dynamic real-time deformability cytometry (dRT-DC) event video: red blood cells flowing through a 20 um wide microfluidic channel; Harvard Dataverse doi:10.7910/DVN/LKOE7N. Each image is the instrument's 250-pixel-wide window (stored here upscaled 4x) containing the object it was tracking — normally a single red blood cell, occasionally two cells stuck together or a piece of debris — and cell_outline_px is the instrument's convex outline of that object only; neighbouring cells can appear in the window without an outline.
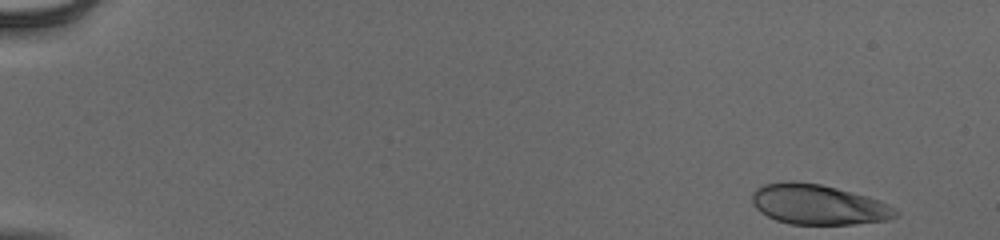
{"species": "human", "species_latin": "Homo sapiens", "temperature_condition": "cold", "stored_images_in_passage": 51, "camera_frame_rate_fps": 3000, "um_per_image_px": 0.085, "donor": {"sex": "male"}, "frame": {"image": 1, "passage_image": 1, "time_ms": 0.0, "image_size_px": [1000, 240], "cell_outline_px": [[900, 216], [888, 220], [852, 224], [788, 224], [776, 220], [760, 212], [752, 204], [752, 192], [756, 188], [764, 184], [788, 180], [792, 180], [820, 184], [868, 196], [888, 204], [900, 212]], "centroid_in_image_um": [69.55, 17.38], "position_along_channel_um": 15.4, "area_um2": 33.81}}
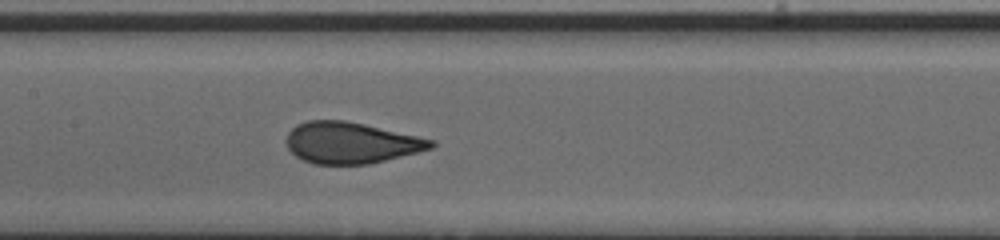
{"frame": {"image": 2, "passage_image": 26, "time_ms": 8.333, "image_size_px": [1000, 240], "cell_outline_px": [[436, 144], [432, 148], [368, 164], [312, 164], [296, 156], [288, 148], [288, 132], [296, 124], [308, 120], [344, 120], [364, 124], [436, 140]], "centroid_in_image_um": [29.83, 12.13], "position_along_channel_um": 177.6, "area_um2": 34.51}}
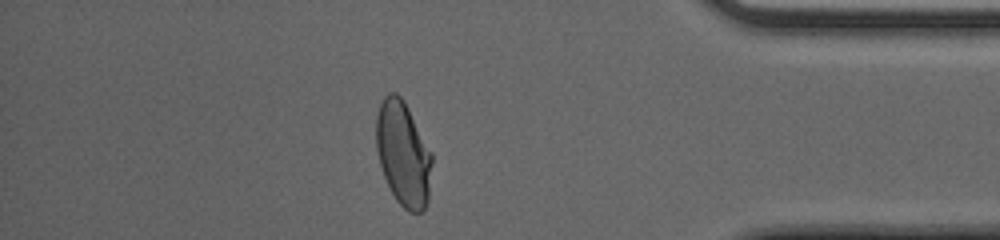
{"frame": {"image": 3, "passage_image": 45, "time_ms": 14.667, "image_size_px": [1000, 240], "cell_outline_px": [[432, 164], [428, 200], [424, 208], [420, 212], [408, 212], [396, 200], [384, 176], [380, 164], [376, 148], [376, 112], [384, 96], [388, 92], [396, 92], [404, 100], [432, 152]], "centroid_in_image_um": [34.27, 13.04], "position_along_channel_um": 400.9, "area_um2": 34.1}, "authors_computed_cell_mechanics": {"area_um2": 34.4488, "velocity_mm_per_s": 3.9159, "shape_relaxation_time_tau1_ms": 5.3977, "shape_relaxation_time_tau2_ms": null, "deformation_change_tau1": 0.1748, "deformation_change_tau2": null}}